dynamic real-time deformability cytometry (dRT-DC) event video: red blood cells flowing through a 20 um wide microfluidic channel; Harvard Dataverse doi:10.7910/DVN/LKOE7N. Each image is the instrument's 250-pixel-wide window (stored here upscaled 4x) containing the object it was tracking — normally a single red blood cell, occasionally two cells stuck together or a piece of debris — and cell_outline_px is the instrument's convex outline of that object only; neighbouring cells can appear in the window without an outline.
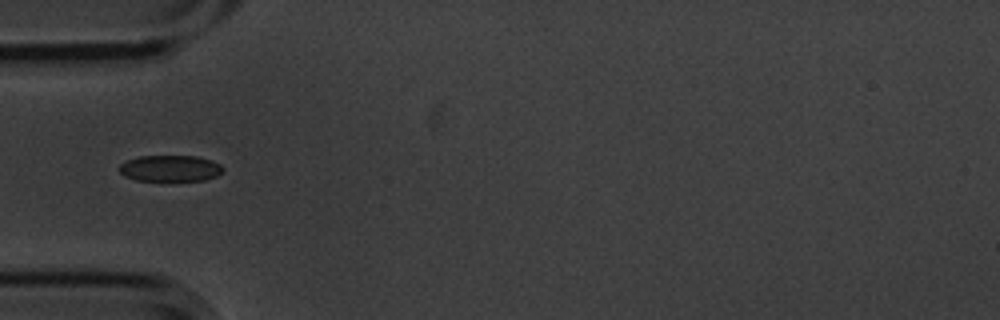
{"species": "common noctule bat (a hibernating species)", "species_latin": "Nyctalus noctula", "temperature_condition": "cold", "stored_images_in_passage": 5, "camera_frame_rate_fps": 3000, "um_per_image_px": 0.085, "animal": {"sex": "male", "body_mass_g": 20.1, "forearm_length_mm": 53.5}, "frame": {"image": 1, "passage_image": 1, "time_ms": 0.0, "image_size_px": [1000, 320], "cell_outline_px": [[224, 168], [216, 176], [204, 180], [172, 184], [168, 184], [136, 180], [124, 176], [116, 168], [120, 164], [128, 160], [140, 156], [196, 156], [212, 160], [220, 164]], "centroid_in_image_um": [14.44, 14.37], "position_along_channel_um": 70.6, "area_um2": 16.82}}
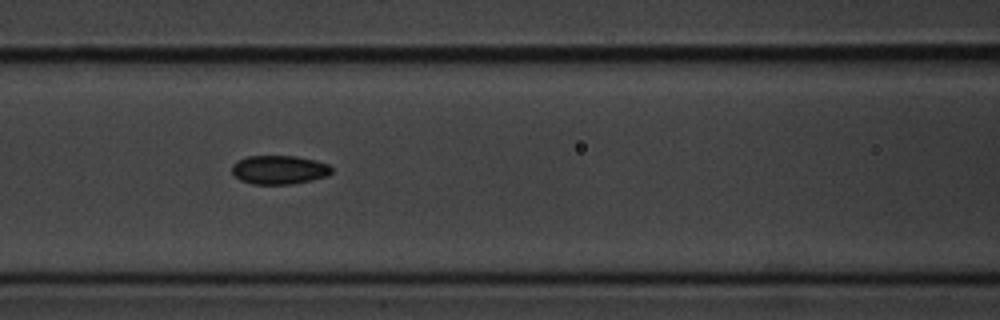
{"frame": {"image": 2, "passage_image": 3, "time_ms": 0.667, "image_size_px": [1000, 320], "cell_outline_px": [[332, 172], [328, 176], [312, 180], [292, 184], [252, 184], [240, 180], [232, 172], [232, 164], [236, 160], [248, 156], [296, 156], [316, 160], [328, 164], [332, 168]], "centroid_in_image_um": [23.73, 14.43], "position_along_channel_um": 142.9, "area_um2": 16.88}}
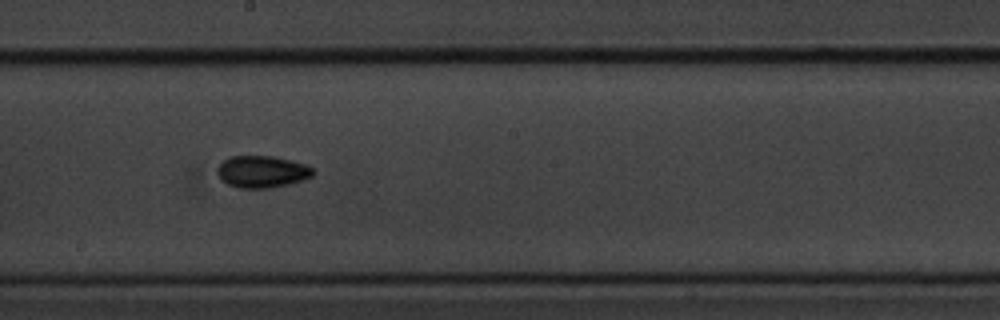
{"frame": {"image": 3, "passage_image": 5, "time_ms": 1.333, "image_size_px": [1000, 320], "cell_outline_px": [[316, 172], [312, 176], [288, 184], [268, 188], [240, 188], [228, 184], [220, 180], [216, 172], [216, 168], [228, 156], [276, 156], [308, 164], [316, 168]], "centroid_in_image_um": [22.29, 14.58], "position_along_channel_um": 225.9, "area_um2": 18.15}}